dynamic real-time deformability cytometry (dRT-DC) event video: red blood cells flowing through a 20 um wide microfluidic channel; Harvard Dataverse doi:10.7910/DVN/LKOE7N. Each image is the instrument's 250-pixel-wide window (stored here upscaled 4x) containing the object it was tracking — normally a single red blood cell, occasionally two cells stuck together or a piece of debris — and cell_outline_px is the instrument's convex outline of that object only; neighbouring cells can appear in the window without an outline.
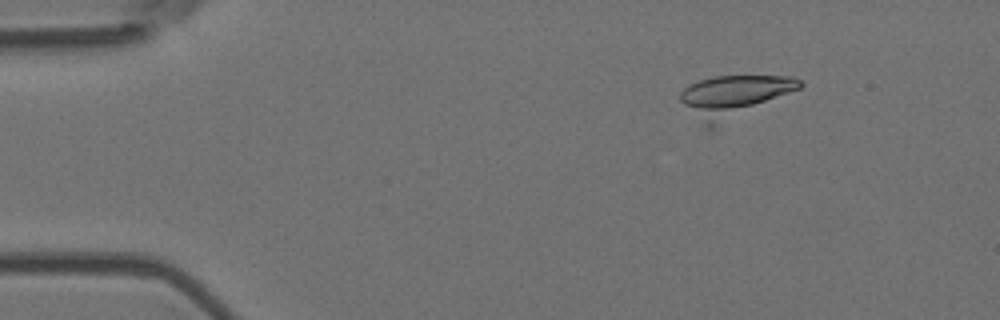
{"species": "Egyptian fruit bat (a non-hibernating species)", "species_latin": "Rousettus aegyptiacus", "temperature_condition": "room temperature", "stored_images_in_passage": 5, "camera_frame_rate_fps": 3000, "um_per_image_px": 0.085, "animal": {"sex": "female"}, "frame": {"image": 1, "passage_image": 2, "time_ms": 0.333, "image_size_px": [1000, 320], "cell_outline_px": [[804, 84], [800, 88], [712, 132], [704, 128], [680, 100], [680, 92], [688, 84], [700, 80], [716, 76], [792, 76], [800, 80]], "centroid_in_image_um": [62.35, 8.25], "position_along_channel_um": 22.7, "area_um2": 29.88}}